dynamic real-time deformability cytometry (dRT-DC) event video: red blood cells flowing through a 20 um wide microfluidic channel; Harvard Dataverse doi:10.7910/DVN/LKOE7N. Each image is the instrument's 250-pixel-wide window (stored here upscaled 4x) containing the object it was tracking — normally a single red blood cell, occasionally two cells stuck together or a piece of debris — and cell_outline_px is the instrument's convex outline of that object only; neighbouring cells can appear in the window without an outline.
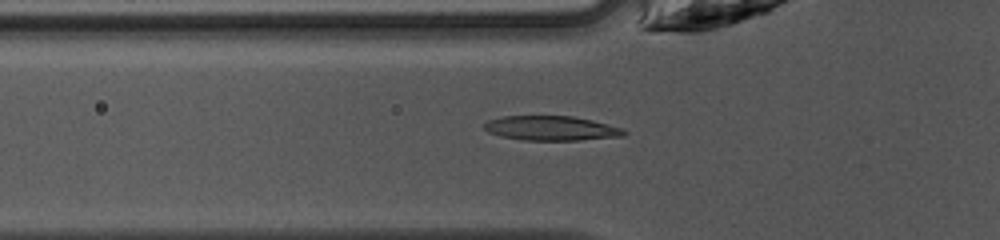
{"species": "common noctule bat (a hibernating species)", "species_latin": "Nyctalus noctula", "temperature_condition": "warm", "stored_images_in_passage": 35, "camera_frame_rate_fps": 3000, "um_per_image_px": 0.085, "animal": {"sex": "female", "body_mass_g": 10.0, "forearm_length_mm": 53.1}, "frame": {"image": 1, "passage_image": 8, "time_ms": 2.333, "image_size_px": [1000, 240], "cell_outline_px": [[628, 132], [624, 136], [580, 140], [524, 140], [500, 136], [488, 132], [484, 128], [484, 124], [488, 120], [504, 116], [572, 116], [592, 120], [624, 128]], "centroid_in_image_um": [46.89, 10.9], "position_along_channel_um": 78.9, "area_um2": 20.06}}
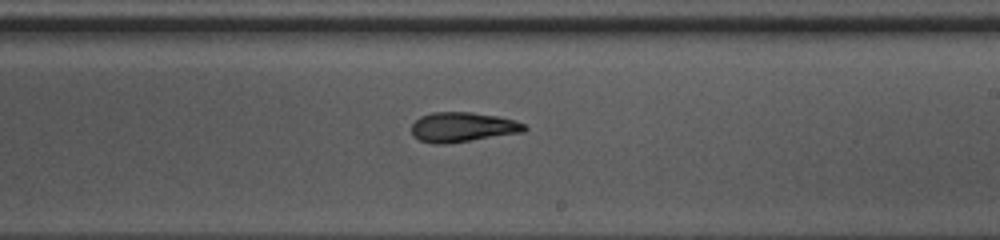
{"frame": {"image": 2, "passage_image": 20, "time_ms": 6.333, "image_size_px": [1000, 240], "cell_outline_px": [[528, 128], [524, 132], [444, 144], [432, 144], [420, 140], [412, 136], [412, 124], [420, 116], [432, 112], [472, 112], [496, 116], [516, 120], [524, 124]], "centroid_in_image_um": [39.31, 10.8], "position_along_channel_um": 249.7, "area_um2": 19.59}}
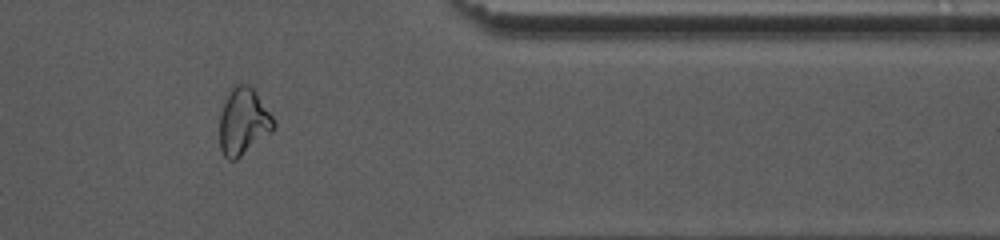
{"frame": {"image": 3, "passage_image": 31, "time_ms": 10.0, "image_size_px": [1000, 240], "cell_outline_px": [[276, 128], [236, 160], [228, 160], [224, 156], [220, 148], [220, 112], [228, 92], [236, 84], [248, 84], [252, 88], [272, 116], [276, 124]], "centroid_in_image_um": [20.67, 10.35], "position_along_channel_um": 390.7, "area_um2": 20.87}, "authors_computed_cell_mechanics": {"area_um2": 19.652, "velocity_mm_per_s": 4.2406, "shape_relaxation_time_tau1_ms": 3.5596, "shape_relaxation_time_tau2_ms": 2.9503, "deformation_change_tau1": 0.1622, "deformation_change_tau2": 0.1166}}